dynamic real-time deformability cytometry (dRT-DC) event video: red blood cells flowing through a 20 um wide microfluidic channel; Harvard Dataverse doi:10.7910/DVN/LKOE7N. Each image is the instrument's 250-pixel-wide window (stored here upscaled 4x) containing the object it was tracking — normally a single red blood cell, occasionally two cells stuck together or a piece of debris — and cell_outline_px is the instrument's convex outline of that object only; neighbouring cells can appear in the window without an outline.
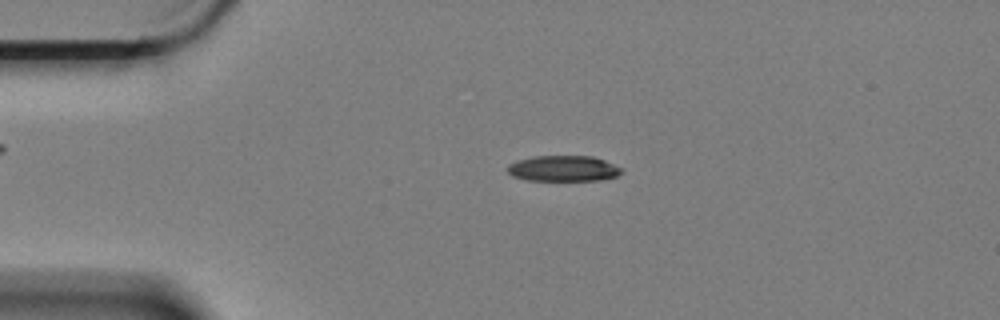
{"species": "Egyptian fruit bat (a non-hibernating species)", "species_latin": "Rousettus aegyptiacus", "temperature_condition": "cold", "stored_images_in_passage": 58, "camera_frame_rate_fps": 3000, "um_per_image_px": 0.085, "animal": {"sex": "female"}, "frame": {"image": 1, "passage_image": 12, "time_ms": 3.667, "image_size_px": [1000, 320], "cell_outline_px": [[620, 172], [616, 176], [600, 180], [528, 180], [512, 176], [508, 172], [508, 168], [512, 164], [520, 160], [532, 156], [592, 156], [604, 160], [620, 168]], "centroid_in_image_um": [47.88, 14.32], "position_along_channel_um": 37.1, "area_um2": 16.7}}
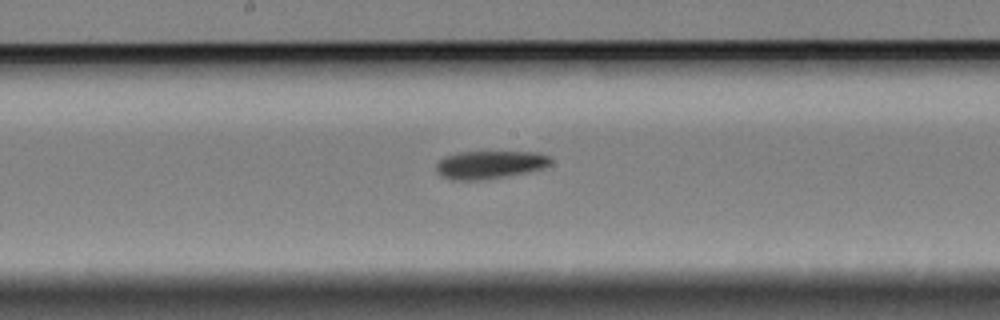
{"frame": {"image": 2, "passage_image": 30, "time_ms": 9.667, "image_size_px": [1000, 320], "cell_outline_px": [[552, 164], [544, 168], [528, 172], [480, 180], [452, 180], [440, 176], [436, 172], [436, 164], [444, 156], [456, 152], [540, 152], [548, 156], [552, 160]], "centroid_in_image_um": [41.62, 13.99], "position_along_channel_um": 206.6, "area_um2": 18.84}}
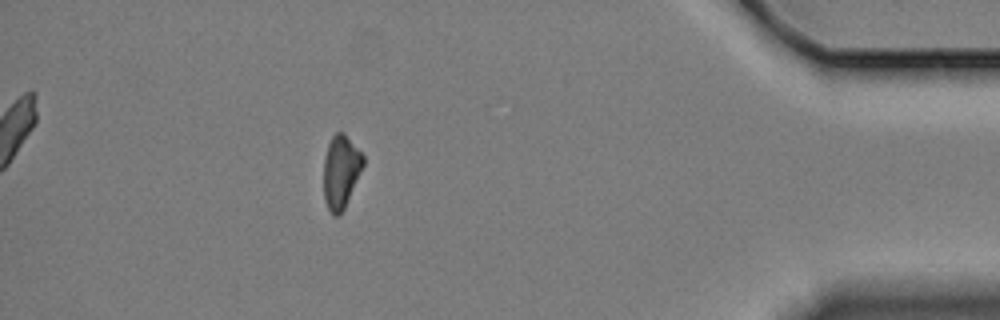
{"frame": {"image": 3, "passage_image": 52, "time_ms": 17.0, "image_size_px": [1000, 320], "cell_outline_px": [[364, 164], [344, 208], [340, 216], [332, 216], [324, 200], [324, 160], [328, 144], [332, 136], [336, 132], [344, 132], [364, 156]], "centroid_in_image_um": [28.96, 14.59], "position_along_channel_um": 406.2, "area_um2": 16.76}, "authors_computed_cell_mechanics": {"area_um2": 17.8602, "velocity_mm_per_s": 3.3608, "shape_relaxation_time_tau1_ms": null, "shape_relaxation_time_tau2_ms": 4.8062, "deformation_change_tau1": null, "deformation_change_tau2": 0.1204}}